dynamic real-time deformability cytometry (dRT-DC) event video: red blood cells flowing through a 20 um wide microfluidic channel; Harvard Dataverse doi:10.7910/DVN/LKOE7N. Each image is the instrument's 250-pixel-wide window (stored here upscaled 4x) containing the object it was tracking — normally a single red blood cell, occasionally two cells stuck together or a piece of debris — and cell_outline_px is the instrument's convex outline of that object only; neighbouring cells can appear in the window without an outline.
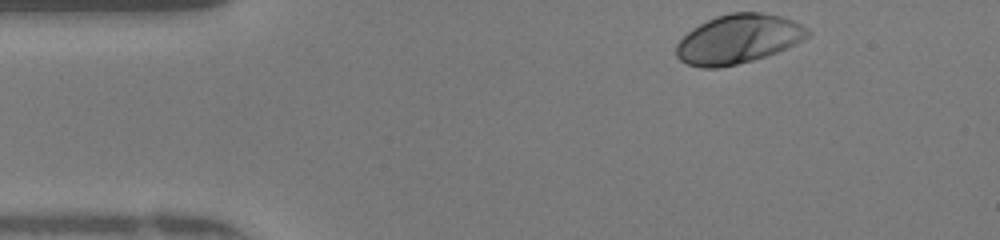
{"species": "human", "species_latin": "Homo sapiens", "temperature_condition": "warm", "stored_images_in_passage": 35, "camera_frame_rate_fps": 3000, "um_per_image_px": 0.085, "donor": {"sex": "female"}, "frame": {"image": 1, "passage_image": 1, "time_ms": 0.0, "image_size_px": [1000, 240], "cell_outline_px": [[812, 32], [808, 36], [776, 52], [752, 60], [720, 68], [700, 68], [688, 64], [680, 60], [676, 56], [676, 44], [692, 28], [716, 16], [728, 12], [760, 12], [780, 16], [792, 20], [808, 28]], "centroid_in_image_um": [62.71, 3.31], "position_along_channel_um": 22.3, "area_um2": 37.28}}
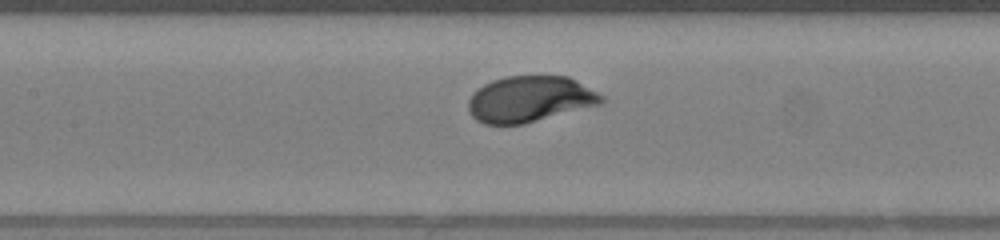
{"frame": {"image": 2, "passage_image": 16, "time_ms": 5.0, "image_size_px": [1000, 240], "cell_outline_px": [[604, 104], [524, 124], [484, 124], [476, 120], [472, 116], [468, 108], [468, 100], [472, 92], [484, 84], [492, 80], [508, 76], [568, 76], [604, 96]], "centroid_in_image_um": [45.04, 8.43], "position_along_channel_um": 162.4, "area_um2": 35.95}, "authors_computed_cell_mechanics": {"area_um2": 35.836, "velocity_mm_per_s": 4.1854, "shape_relaxation_time_tau1_ms": 1.6122, "shape_relaxation_time_tau2_ms": null, "deformation_change_tau1": 0.1295, "deformation_change_tau2": null}}